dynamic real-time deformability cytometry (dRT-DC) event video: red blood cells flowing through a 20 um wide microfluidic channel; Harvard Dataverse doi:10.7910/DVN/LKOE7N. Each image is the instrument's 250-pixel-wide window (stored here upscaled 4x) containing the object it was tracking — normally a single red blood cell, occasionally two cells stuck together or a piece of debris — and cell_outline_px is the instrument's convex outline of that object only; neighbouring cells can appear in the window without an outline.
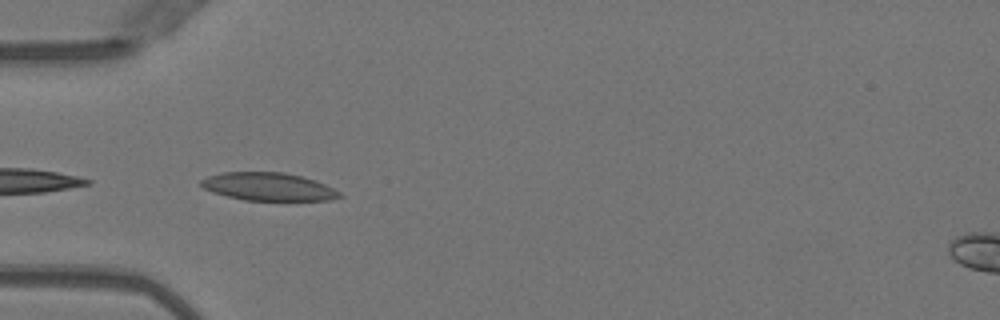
{"species": "Egyptian fruit bat (a non-hibernating species)", "species_latin": "Rousettus aegyptiacus", "temperature_condition": "warm", "stored_images_in_passage": 4, "camera_frame_rate_fps": 3000, "um_per_image_px": 0.085, "animal": {"sex": "female"}, "frame": {"image": 1, "passage_image": 1, "time_ms": 0.0, "image_size_px": [1000, 320], "cell_outline_px": [[344, 196], [328, 200], [244, 200], [228, 196], [204, 188], [200, 184], [200, 180], [208, 176], [224, 172], [284, 172], [316, 180], [340, 192]], "centroid_in_image_um": [22.83, 15.86], "position_along_channel_um": 62.2, "area_um2": 22.31}}